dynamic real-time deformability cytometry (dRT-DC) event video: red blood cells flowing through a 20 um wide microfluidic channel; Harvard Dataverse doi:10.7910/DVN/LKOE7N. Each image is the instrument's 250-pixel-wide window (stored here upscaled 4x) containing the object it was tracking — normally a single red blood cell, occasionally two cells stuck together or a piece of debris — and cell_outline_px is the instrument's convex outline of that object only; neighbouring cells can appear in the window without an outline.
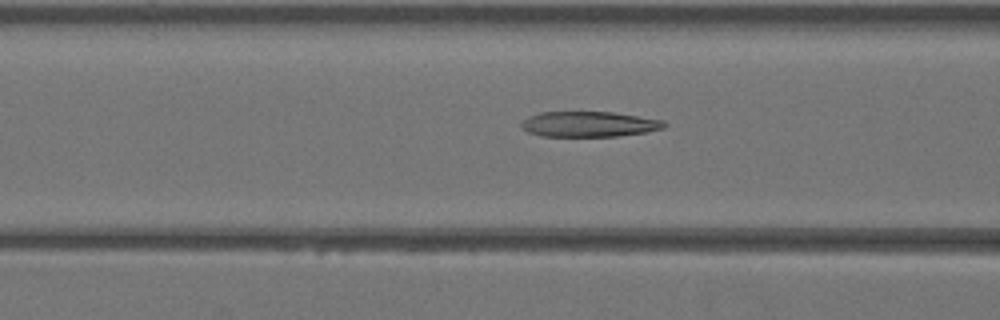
{"species": "Egyptian fruit bat (a non-hibernating species)", "species_latin": "Rousettus aegyptiacus", "temperature_condition": "warm", "stored_images_in_passage": 31, "camera_frame_rate_fps": 3000, "um_per_image_px": 0.085, "animal": {"sex": "female"}, "frame": {"image": 1, "passage_image": 5, "time_ms": 1.333, "image_size_px": [1000, 320], "cell_outline_px": [[668, 124], [664, 128], [648, 132], [616, 136], [540, 136], [528, 132], [520, 124], [528, 116], [540, 112], [612, 112], [664, 120]], "centroid_in_image_um": [50.1, 10.55], "position_along_channel_um": 116.5, "area_um2": 21.15}}
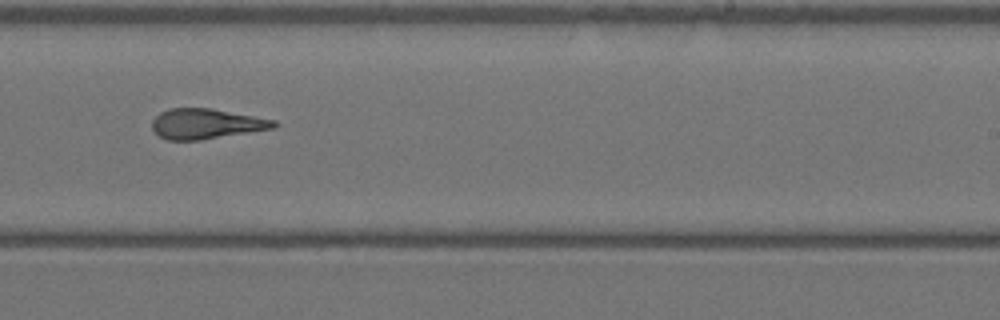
{"frame": {"image": 2, "passage_image": 15, "time_ms": 4.667, "image_size_px": [1000, 320], "cell_outline_px": [[276, 128], [200, 140], [168, 140], [160, 136], [152, 128], [152, 120], [160, 112], [168, 108], [212, 108], [276, 120]], "centroid_in_image_um": [17.53, 10.52], "position_along_channel_um": 271.5, "area_um2": 21.44}}
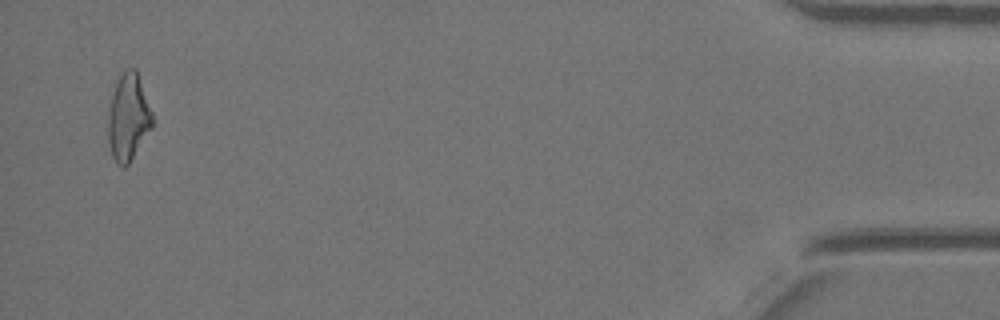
{"frame": {"image": 3, "passage_image": 30, "time_ms": 9.667, "image_size_px": [1000, 320], "cell_outline_px": [[152, 128], [128, 164], [124, 168], [116, 164], [112, 156], [108, 140], [108, 116], [112, 96], [116, 84], [120, 76], [128, 68], [136, 68], [152, 112]], "centroid_in_image_um": [10.91, 10.0], "position_along_channel_um": 424.3, "area_um2": 22.14}}